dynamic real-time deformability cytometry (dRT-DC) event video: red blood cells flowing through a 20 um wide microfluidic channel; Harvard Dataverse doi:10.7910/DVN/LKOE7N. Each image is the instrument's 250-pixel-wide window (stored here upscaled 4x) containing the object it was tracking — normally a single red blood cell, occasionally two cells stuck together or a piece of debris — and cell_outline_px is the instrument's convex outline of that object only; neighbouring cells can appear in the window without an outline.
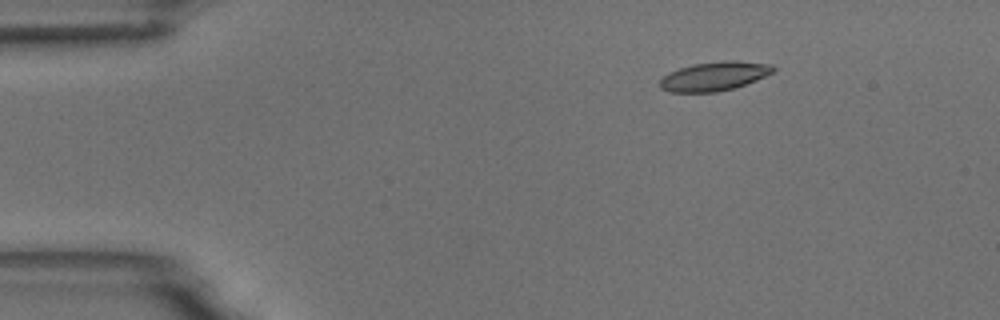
{"species": "common noctule bat (a hibernating species)", "species_latin": "Nyctalus noctula", "temperature_condition": "room temperature", "stored_images_in_passage": 5, "camera_frame_rate_fps": 3000, "um_per_image_px": 0.085, "animal": {"sex": "male", "body_mass_g": 18.8}, "frame": {"image": 1, "passage_image": 3, "time_ms": 2.333, "image_size_px": [1000, 320], "cell_outline_px": [[776, 72], [756, 80], [732, 88], [716, 92], [668, 92], [660, 88], [660, 80], [668, 72], [692, 64], [728, 60], [736, 60], [772, 64], [776, 68]], "centroid_in_image_um": [60.74, 6.47], "position_along_channel_um": 24.3, "area_um2": 19.25}}